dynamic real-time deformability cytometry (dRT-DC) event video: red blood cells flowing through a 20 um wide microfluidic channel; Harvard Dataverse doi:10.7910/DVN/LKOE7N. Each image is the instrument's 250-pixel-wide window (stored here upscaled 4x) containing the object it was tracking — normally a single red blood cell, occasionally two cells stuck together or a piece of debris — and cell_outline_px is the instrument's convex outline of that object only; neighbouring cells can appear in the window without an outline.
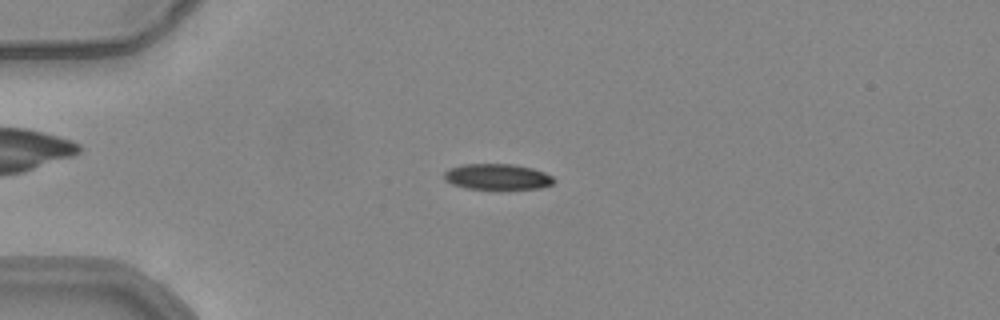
{"species": "common noctule bat (a hibernating species)", "species_latin": "Nyctalus noctula", "temperature_condition": "warm", "stored_images_in_passage": 53, "camera_frame_rate_fps": 3000, "um_per_image_px": 0.085, "animal": {"sex": "female", "body_mass_g": 24.6, "forearm_length_mm": 56.2}, "frame": {"image": 1, "passage_image": 14, "time_ms": 4.333, "image_size_px": [1000, 320], "cell_outline_px": [[556, 180], [552, 184], [540, 188], [468, 188], [452, 184], [444, 180], [444, 172], [448, 168], [464, 164], [512, 164], [532, 168], [544, 172], [552, 176]], "centroid_in_image_um": [42.26, 15.01], "position_along_channel_um": 42.7, "area_um2": 16.3}}
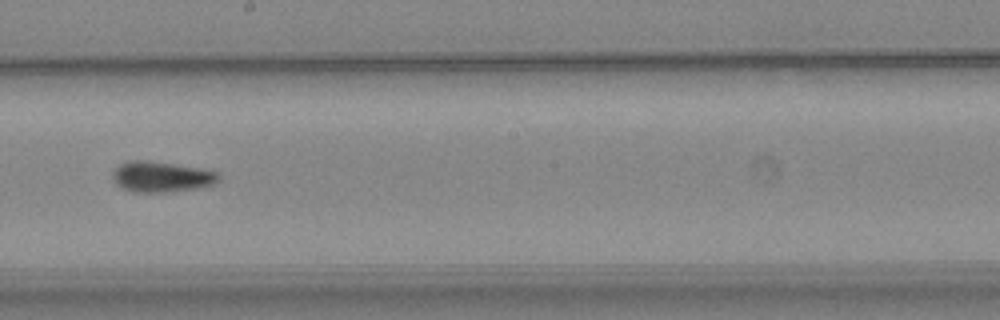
{"frame": {"image": 2, "passage_image": 31, "time_ms": 10.0, "image_size_px": [1000, 320], "cell_outline_px": [[220, 180], [212, 184], [200, 188], [168, 192], [132, 192], [116, 184], [112, 176], [112, 172], [120, 164], [132, 160], [148, 160], [200, 168], [220, 172]], "centroid_in_image_um": [13.75, 15.02], "position_along_channel_um": 234.5, "area_um2": 19.02}}
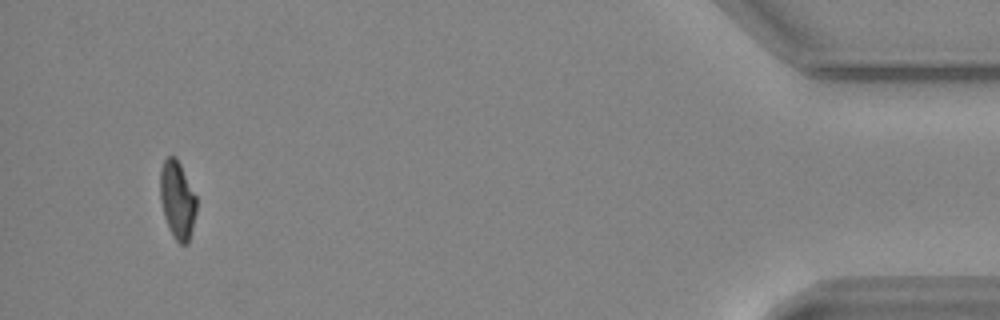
{"frame": {"image": 3, "passage_image": 51, "time_ms": 16.667, "image_size_px": [1000, 320], "cell_outline_px": [[196, 212], [188, 244], [180, 244], [176, 240], [164, 216], [160, 200], [160, 168], [164, 160], [168, 156], [176, 156], [196, 196]], "centroid_in_image_um": [15.07, 16.96], "position_along_channel_um": 420.1, "area_um2": 16.3}, "authors_computed_cell_mechanics": {"area_um2": 17.5712, "velocity_mm_per_s": 3.9018, "shape_relaxation_time_tau1_ms": 9.0516, "shape_relaxation_time_tau2_ms": 4.0976, "deformation_change_tau1": 0.2406, "deformation_change_tau2": 0.0913}}